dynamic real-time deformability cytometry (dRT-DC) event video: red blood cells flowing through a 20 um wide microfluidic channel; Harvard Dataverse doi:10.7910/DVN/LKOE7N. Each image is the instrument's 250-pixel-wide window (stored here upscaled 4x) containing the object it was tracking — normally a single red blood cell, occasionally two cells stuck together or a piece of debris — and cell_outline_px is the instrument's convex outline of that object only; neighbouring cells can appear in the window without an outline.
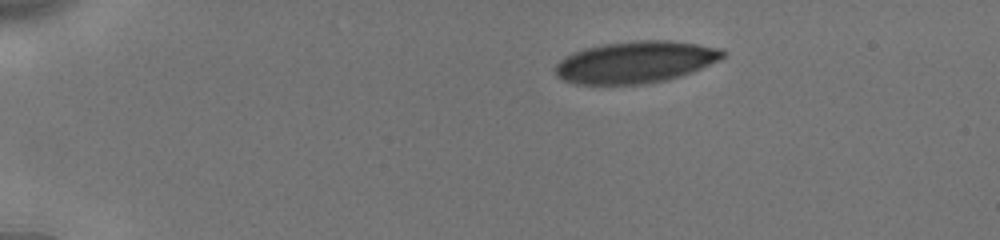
{"species": "human", "species_latin": "Homo sapiens", "temperature_condition": "cold", "stored_images_in_passage": 45, "camera_frame_rate_fps": 3000, "um_per_image_px": 0.085, "donor": {"sex": "male"}, "frame": {"image": 1, "passage_image": 1, "time_ms": 0.0, "image_size_px": [1000, 240], "cell_outline_px": [[728, 56], [720, 60], [692, 72], [680, 76], [664, 80], [644, 84], [576, 84], [564, 80], [556, 76], [556, 64], [560, 60], [572, 52], [584, 48], [604, 44], [640, 40], [672, 40], [724, 48], [728, 52]], "centroid_in_image_um": [54.08, 5.27], "position_along_channel_um": 30.9, "area_um2": 41.1}}
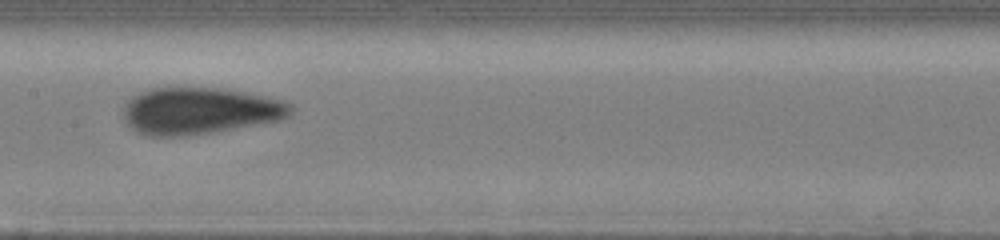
{"frame": {"image": 2, "passage_image": 20, "time_ms": 6.333, "image_size_px": [1000, 240], "cell_outline_px": [[292, 112], [288, 116], [280, 120], [212, 132], [184, 136], [144, 136], [136, 132], [124, 120], [124, 108], [128, 100], [132, 96], [140, 92], [164, 84], [228, 88], [284, 100], [292, 104]], "centroid_in_image_um": [16.94, 9.37], "position_along_channel_um": 190.5, "area_um2": 46.88}}
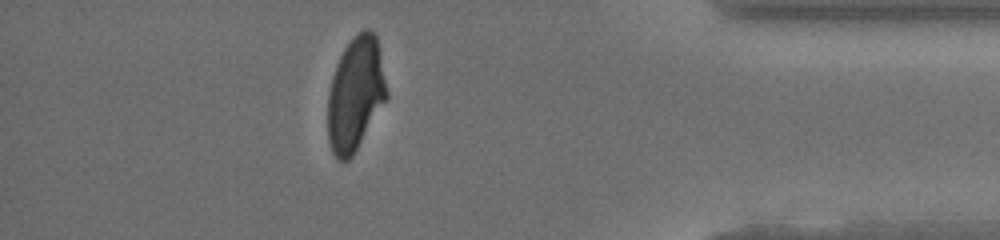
{"frame": {"image": 3, "passage_image": 39, "time_ms": 12.667, "image_size_px": [1000, 240], "cell_outline_px": [[388, 96], [352, 156], [348, 160], [336, 160], [332, 152], [328, 140], [328, 96], [332, 76], [336, 64], [344, 48], [356, 32], [364, 28], [368, 28], [376, 36], [388, 92]], "centroid_in_image_um": [30.2, 7.97], "position_along_channel_um": 405.0, "area_um2": 38.78}, "authors_computed_cell_mechanics": {"area_um2": 42.483, "velocity_mm_per_s": 3.8675, "shape_relaxation_time_tau1_ms": 10.233, "shape_relaxation_time_tau2_ms": 0.8237, "deformation_change_tau1": 0.2036, "deformation_change_tau2": 0.0476}}